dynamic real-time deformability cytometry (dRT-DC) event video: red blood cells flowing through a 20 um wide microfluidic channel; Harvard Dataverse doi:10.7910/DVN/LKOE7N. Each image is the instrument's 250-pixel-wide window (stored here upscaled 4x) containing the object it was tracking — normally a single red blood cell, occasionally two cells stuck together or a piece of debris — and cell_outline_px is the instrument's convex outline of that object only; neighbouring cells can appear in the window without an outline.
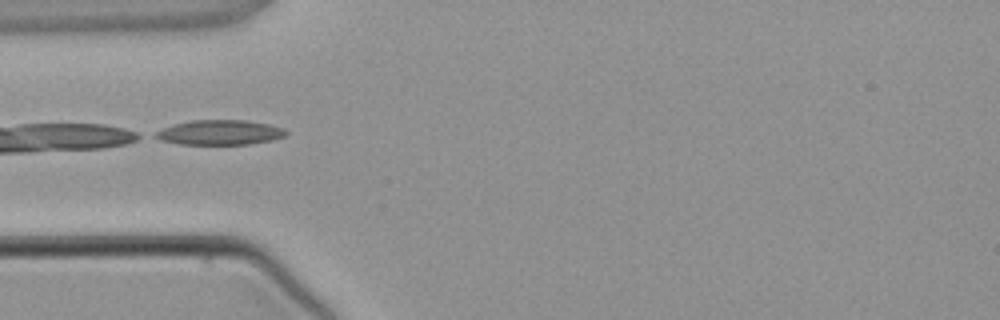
{"species": "common noctule bat (a hibernating species)", "species_latin": "Nyctalus noctula", "temperature_condition": "warm", "stored_images_in_passage": 2, "camera_frame_rate_fps": 3000, "um_per_image_px": 0.085, "animal": {"sex": "male", "body_mass_g": 21.5, "forearm_length_mm": 52.0}, "frame": {"image": 1, "passage_image": 2, "time_ms": 1.0, "image_size_px": [1000, 320], "cell_outline_px": [[288, 132], [284, 136], [272, 140], [248, 144], [180, 144], [160, 140], [152, 136], [156, 132], [164, 128], [176, 124], [192, 120], [244, 120], [268, 124], [284, 128]], "centroid_in_image_um": [18.69, 11.26], "position_along_channel_um": 66.3, "area_um2": 18.73}}